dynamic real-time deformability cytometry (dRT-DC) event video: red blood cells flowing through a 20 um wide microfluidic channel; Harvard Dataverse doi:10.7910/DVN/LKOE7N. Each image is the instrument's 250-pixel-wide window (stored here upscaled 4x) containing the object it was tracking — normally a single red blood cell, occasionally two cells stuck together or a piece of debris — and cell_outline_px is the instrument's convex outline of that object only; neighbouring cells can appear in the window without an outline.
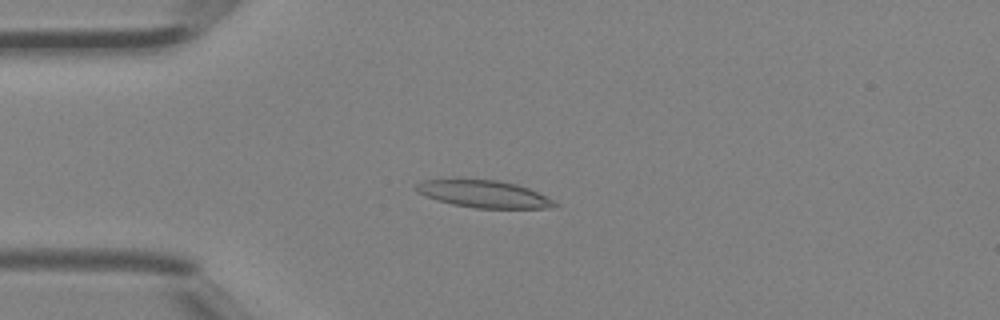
{"species": "Egyptian fruit bat (a non-hibernating species)", "species_latin": "Rousettus aegyptiacus", "temperature_condition": "room temperature", "stored_images_in_passage": 41, "camera_frame_rate_fps": 3000, "um_per_image_px": 0.085, "animal": {"sex": "female"}, "frame": {"image": 1, "passage_image": 10, "time_ms": 3.0, "image_size_px": [1000, 320], "cell_outline_px": [[560, 204], [548, 208], [476, 208], [452, 204], [416, 192], [416, 184], [424, 180], [456, 176], [496, 180], [516, 184], [528, 188]], "centroid_in_image_um": [41.04, 16.44], "position_along_channel_um": 44.0, "area_um2": 22.43}}
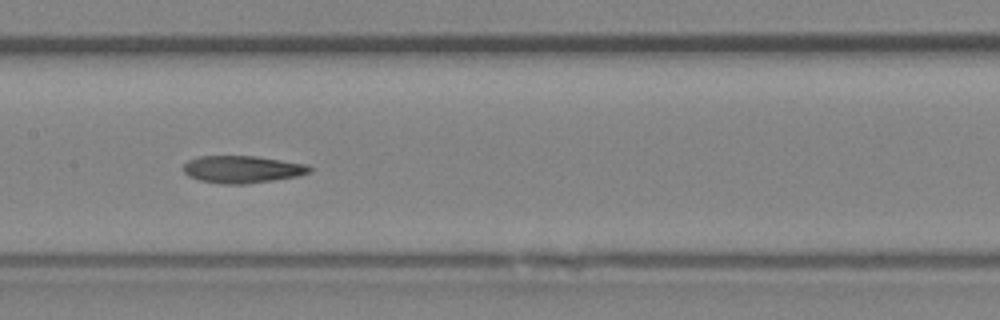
{"frame": {"image": 2, "passage_image": 20, "time_ms": 6.333, "image_size_px": [1000, 320], "cell_outline_px": [[312, 172], [296, 176], [248, 184], [220, 184], [200, 180], [188, 176], [184, 172], [184, 164], [188, 160], [200, 156], [256, 156], [308, 164], [312, 168]], "centroid_in_image_um": [20.6, 14.39], "position_along_channel_um": 186.8, "area_um2": 20.11}}
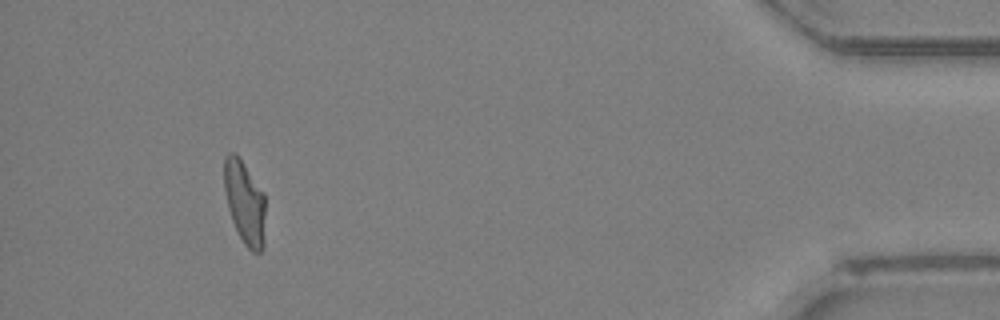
{"frame": {"image": 3, "passage_image": 38, "time_ms": 12.333, "image_size_px": [1000, 320], "cell_outline_px": [[264, 248], [260, 252], [252, 252], [244, 244], [232, 220], [228, 208], [224, 188], [224, 156], [228, 152], [236, 152], [264, 192]], "centroid_in_image_um": [20.79, 17.17], "position_along_channel_um": 414.4, "area_um2": 20.11}}